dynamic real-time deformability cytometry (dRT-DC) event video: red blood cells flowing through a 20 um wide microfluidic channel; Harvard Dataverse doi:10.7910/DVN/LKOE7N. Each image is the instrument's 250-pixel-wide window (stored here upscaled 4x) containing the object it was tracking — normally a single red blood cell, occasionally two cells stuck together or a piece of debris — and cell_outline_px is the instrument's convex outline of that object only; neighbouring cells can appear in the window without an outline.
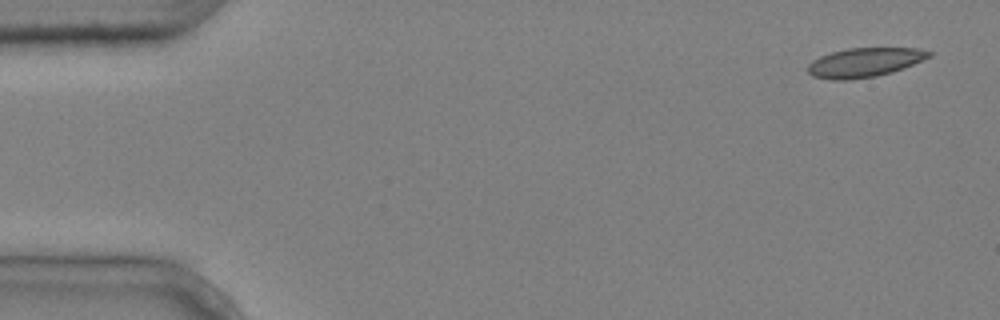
{"species": "common noctule bat (a hibernating species)", "species_latin": "Nyctalus noctula", "temperature_condition": "cold", "stored_images_in_passage": 6, "camera_frame_rate_fps": 3000, "um_per_image_px": 0.085, "animal": {"sex": "male", "body_mass_g": 20.4}, "frame": {"image": 1, "passage_image": 1, "time_ms": 0.0, "image_size_px": [1000, 320], "cell_outline_px": [[932, 56], [904, 68], [892, 72], [876, 76], [852, 80], [832, 80], [812, 76], [808, 72], [808, 64], [812, 60], [820, 56], [832, 52], [848, 48], [916, 48], [932, 52]], "centroid_in_image_um": [73.47, 5.31], "position_along_channel_um": 11.5, "area_um2": 20.69}}
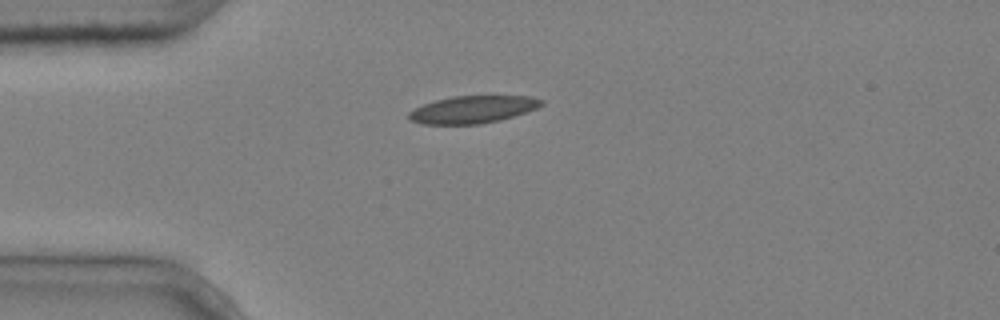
{"frame": {"image": 2, "passage_image": 4, "time_ms": 1.0, "image_size_px": [1000, 320], "cell_outline_px": [[544, 104], [528, 112], [500, 120], [480, 124], [420, 124], [408, 120], [408, 112], [424, 104], [436, 100], [452, 96], [532, 96], [544, 100]], "centroid_in_image_um": [40.2, 9.31], "position_along_channel_um": 44.8, "area_um2": 21.27}}